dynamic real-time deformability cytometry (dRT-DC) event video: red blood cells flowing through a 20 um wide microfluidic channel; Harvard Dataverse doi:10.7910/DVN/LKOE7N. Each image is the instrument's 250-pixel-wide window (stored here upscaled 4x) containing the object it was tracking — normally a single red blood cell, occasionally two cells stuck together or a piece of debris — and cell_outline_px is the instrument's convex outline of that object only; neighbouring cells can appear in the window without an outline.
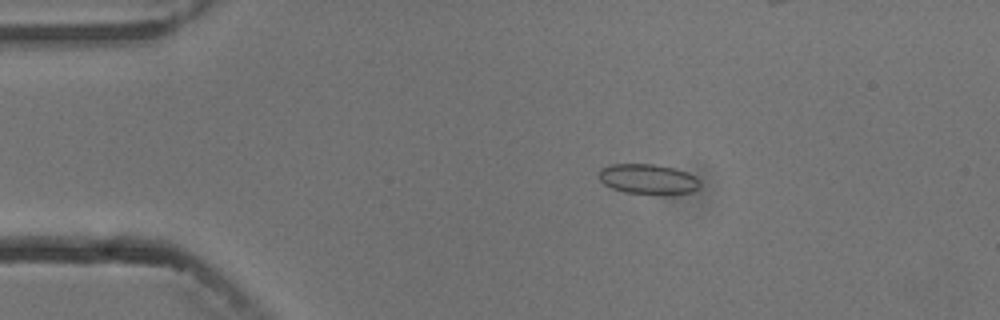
{"species": "common noctule bat (a hibernating species)", "species_latin": "Nyctalus noctula", "temperature_condition": "cold", "stored_images_in_passage": 10, "camera_frame_rate_fps": 3000, "um_per_image_px": 0.085, "animal": {"sex": "male", "body_mass_g": 13.3}, "frame": {"image": 1, "passage_image": 4, "time_ms": 3.333, "image_size_px": [1000, 320], "cell_outline_px": [[700, 184], [692, 192], [624, 192], [612, 188], [604, 184], [600, 180], [600, 168], [612, 164], [656, 164], [676, 168], [688, 172], [696, 176]], "centroid_in_image_um": [55.06, 15.17], "position_along_channel_um": 29.9, "area_um2": 17.17}}
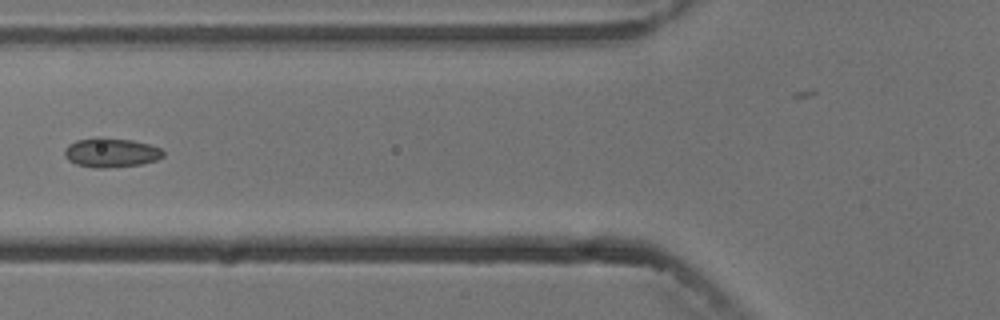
{"frame": {"image": 2, "passage_image": 7, "time_ms": 7.0, "image_size_px": [1000, 320], "cell_outline_px": [[164, 156], [156, 160], [140, 164], [104, 168], [92, 168], [76, 164], [68, 160], [64, 156], [64, 148], [68, 144], [76, 140], [96, 136], [100, 136], [132, 140], [148, 144], [160, 148], [164, 152]], "centroid_in_image_um": [9.39, 12.95], "position_along_channel_um": 116.4, "area_um2": 17.11}}
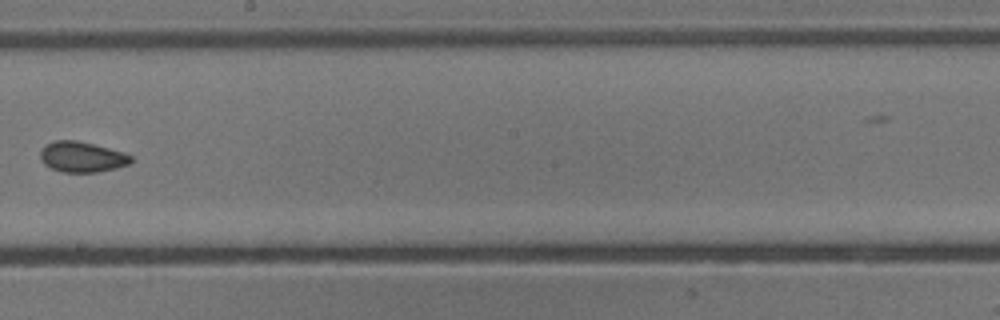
{"frame": {"image": 3, "passage_image": 10, "time_ms": 10.333, "image_size_px": [1000, 320], "cell_outline_px": [[132, 160], [128, 164], [116, 168], [96, 172], [60, 172], [44, 164], [40, 160], [40, 152], [48, 144], [56, 140], [76, 140], [124, 152], [132, 156]], "centroid_in_image_um": [6.96, 13.34], "position_along_channel_um": 241.2, "area_um2": 15.95}}